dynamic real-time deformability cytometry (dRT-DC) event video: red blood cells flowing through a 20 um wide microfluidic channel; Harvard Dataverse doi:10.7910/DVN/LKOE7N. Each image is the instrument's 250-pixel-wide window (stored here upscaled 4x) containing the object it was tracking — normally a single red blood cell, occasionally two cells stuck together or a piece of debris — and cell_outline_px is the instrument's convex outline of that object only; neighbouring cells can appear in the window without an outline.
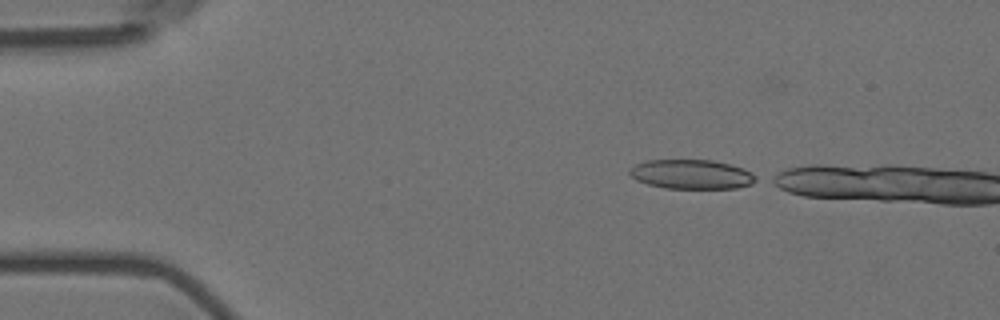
{"species": "Egyptian fruit bat (a non-hibernating species)", "species_latin": "Rousettus aegyptiacus", "temperature_condition": "room temperature", "stored_images_in_passage": 4, "camera_frame_rate_fps": 3000, "um_per_image_px": 0.085, "animal": {"sex": "female"}, "frame": {"image": 1, "passage_image": 1, "time_ms": 0.0, "image_size_px": [1000, 320], "cell_outline_px": [[760, 180], [752, 184], [736, 188], [664, 188], [648, 184], [636, 180], [628, 172], [628, 168], [636, 164], [648, 160], [712, 160], [744, 168], [760, 176]], "centroid_in_image_um": [58.83, 14.82], "position_along_channel_um": 26.2, "area_um2": 21.85}}